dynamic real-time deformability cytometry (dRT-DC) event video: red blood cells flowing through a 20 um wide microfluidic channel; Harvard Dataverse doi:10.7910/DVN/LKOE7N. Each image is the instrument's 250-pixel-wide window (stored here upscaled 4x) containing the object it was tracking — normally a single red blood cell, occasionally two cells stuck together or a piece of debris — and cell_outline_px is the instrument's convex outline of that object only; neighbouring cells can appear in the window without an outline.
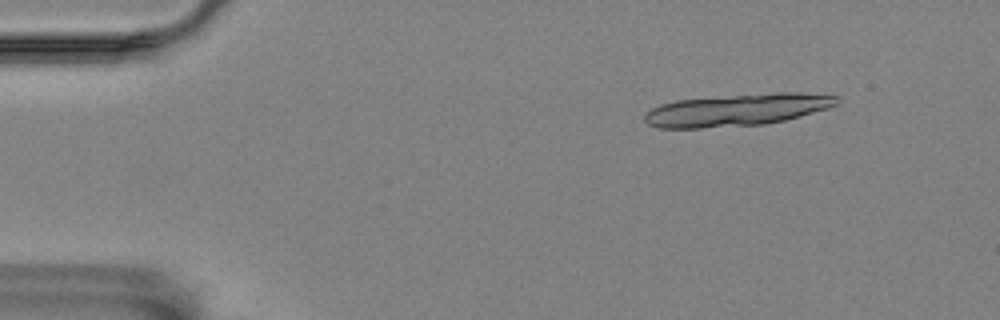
{"species": "Egyptian fruit bat (a non-hibernating species)", "species_latin": "Rousettus aegyptiacus", "temperature_condition": "room temperature", "stored_images_in_passage": 4, "camera_frame_rate_fps": 3000, "um_per_image_px": 0.085, "animal": {"sex": "female"}, "frame": {"image": 1, "passage_image": 1, "time_ms": 0.0, "image_size_px": [1000, 320], "cell_outline_px": [[840, 100], [836, 104], [828, 108], [800, 116], [784, 120], [764, 124], [700, 128], [660, 128], [648, 124], [644, 120], [644, 116], [652, 108], [660, 104], [676, 100], [776, 92], [800, 92], [840, 96]], "centroid_in_image_um": [62.67, 9.34], "position_along_channel_um": 22.3, "area_um2": 35.84}}
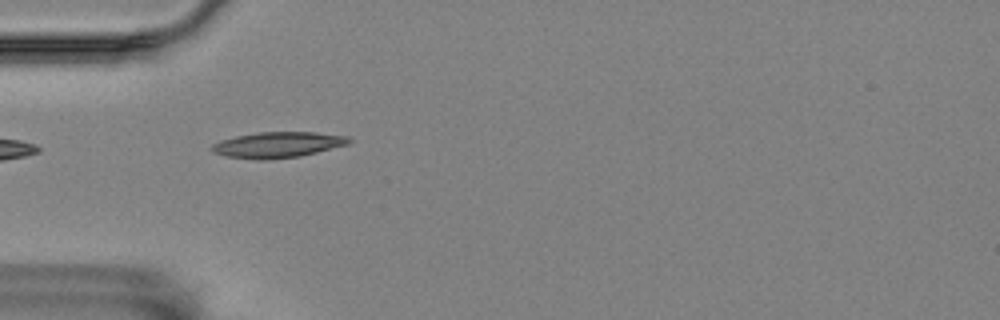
{"frame": {"image": 2, "passage_image": 4, "time_ms": 1.0, "image_size_px": [1000, 320], "cell_outline_px": [[352, 140], [348, 144], [300, 156], [260, 160], [228, 156], [212, 152], [208, 148], [212, 144], [220, 140], [236, 136], [260, 132], [316, 132], [348, 136]], "centroid_in_image_um": [23.58, 12.3], "position_along_channel_um": 61.4, "area_um2": 20.46}}